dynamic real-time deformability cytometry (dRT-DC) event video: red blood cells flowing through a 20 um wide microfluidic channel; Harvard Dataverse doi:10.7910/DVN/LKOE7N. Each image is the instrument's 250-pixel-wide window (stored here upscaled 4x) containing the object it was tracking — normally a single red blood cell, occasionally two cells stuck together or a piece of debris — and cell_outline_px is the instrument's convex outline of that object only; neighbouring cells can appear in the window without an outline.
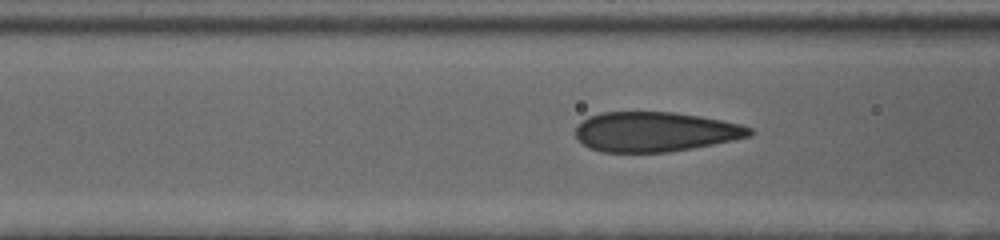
{"species": "human", "species_latin": "Homo sapiens", "temperature_condition": "cold", "stored_images_in_passage": 45, "camera_frame_rate_fps": 3000, "um_per_image_px": 0.085, "donor": {"sex": "female"}, "frame": {"image": 1, "passage_image": 12, "time_ms": 3.667, "image_size_px": [1000, 240], "cell_outline_px": [[756, 132], [752, 136], [692, 148], [668, 152], [604, 152], [588, 148], [576, 136], [576, 128], [588, 116], [604, 112], [672, 112], [700, 116], [740, 124], [752, 128]], "centroid_in_image_um": [55.71, 11.2], "position_along_channel_um": 110.9, "area_um2": 40.17}}
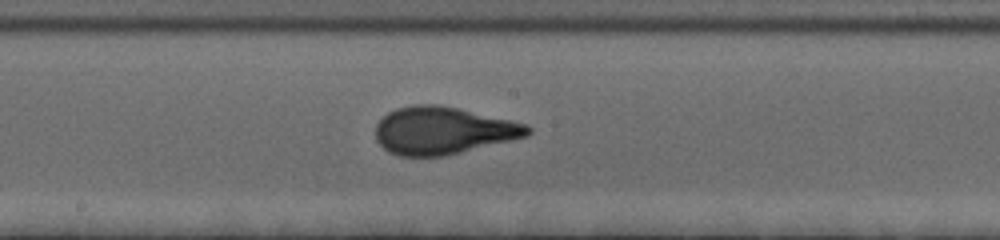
{"frame": {"image": 2, "passage_image": 22, "time_ms": 7.0, "image_size_px": [1000, 240], "cell_outline_px": [[532, 132], [528, 136], [512, 140], [444, 156], [400, 156], [388, 152], [376, 140], [376, 124], [388, 112], [396, 108], [416, 104], [440, 104], [528, 124], [532, 128]], "centroid_in_image_um": [37.66, 11.09], "position_along_channel_um": 210.5, "area_um2": 42.08}}
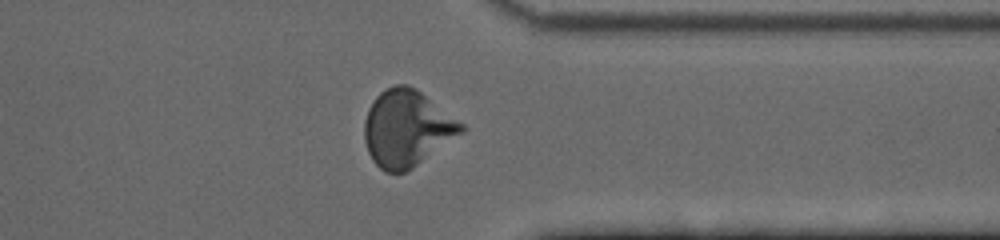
{"frame": {"image": 3, "passage_image": 39, "time_ms": 12.667, "image_size_px": [1000, 240], "cell_outline_px": [[468, 128], [464, 132], [412, 168], [404, 172], [384, 172], [372, 160], [368, 152], [364, 140], [364, 120], [368, 108], [376, 96], [384, 88], [396, 84], [408, 84], [416, 88], [464, 124]], "centroid_in_image_um": [34.57, 10.89], "position_along_channel_um": 376.8, "area_um2": 43.29}}